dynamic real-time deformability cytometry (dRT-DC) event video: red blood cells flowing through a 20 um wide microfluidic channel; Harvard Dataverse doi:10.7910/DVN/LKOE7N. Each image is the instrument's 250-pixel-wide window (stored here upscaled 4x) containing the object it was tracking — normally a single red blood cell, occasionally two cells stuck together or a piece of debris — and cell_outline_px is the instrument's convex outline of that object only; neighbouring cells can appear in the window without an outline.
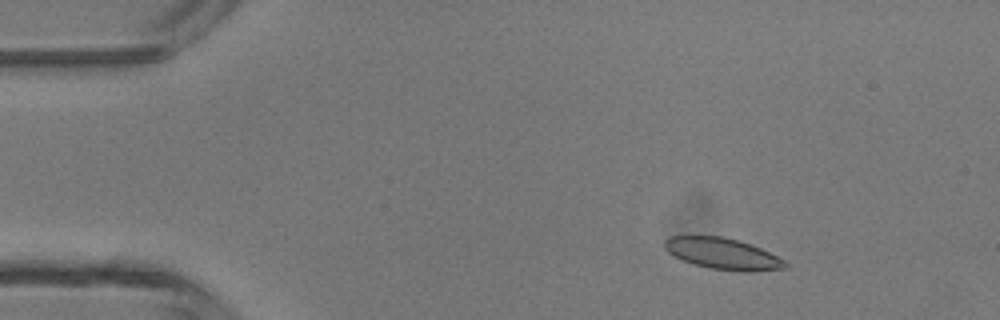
{"species": "common noctule bat (a hibernating species)", "species_latin": "Nyctalus noctula", "temperature_condition": "room temperature", "stored_images_in_passage": 12, "camera_frame_rate_fps": 3000, "um_per_image_px": 0.085, "animal": {"sex": "male", "body_mass_g": 13.3}, "frame": {"image": 1, "passage_image": 7, "time_ms": 2.0, "image_size_px": [1000, 320], "cell_outline_px": [[788, 268], [752, 272], [744, 272], [708, 268], [692, 264], [668, 252], [664, 248], [664, 240], [668, 236], [720, 236], [752, 244], [784, 260], [788, 264]], "centroid_in_image_um": [61.43, 21.57], "position_along_channel_um": 23.6, "area_um2": 22.02}}